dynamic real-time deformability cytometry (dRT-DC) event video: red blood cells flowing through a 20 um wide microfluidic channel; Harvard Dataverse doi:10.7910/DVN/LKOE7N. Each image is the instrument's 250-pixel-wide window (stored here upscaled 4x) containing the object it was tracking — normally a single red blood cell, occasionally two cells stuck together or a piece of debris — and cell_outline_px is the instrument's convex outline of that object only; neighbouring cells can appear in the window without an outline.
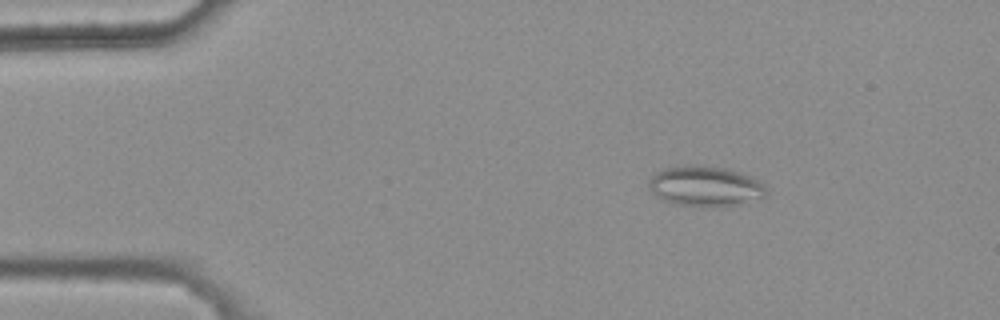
{"species": "common noctule bat (a hibernating species)", "species_latin": "Nyctalus noctula", "temperature_condition": "warm", "stored_images_in_passage": 4, "camera_frame_rate_fps": 3000, "um_per_image_px": 0.085, "animal": {"sex": "female", "body_mass_g": 25.1}, "frame": {"image": 1, "passage_image": 3, "time_ms": 0.667, "image_size_px": [1000, 320], "cell_outline_px": [[768, 192], [764, 196], [748, 204], [724, 208], [700, 208], [676, 204], [664, 200], [656, 196], [648, 188], [648, 180], [656, 172], [664, 168], [724, 168], [740, 172], [764, 184], [768, 188]], "centroid_in_image_um": [60.01, 15.93], "position_along_channel_um": 25.0, "area_um2": 27.57}}